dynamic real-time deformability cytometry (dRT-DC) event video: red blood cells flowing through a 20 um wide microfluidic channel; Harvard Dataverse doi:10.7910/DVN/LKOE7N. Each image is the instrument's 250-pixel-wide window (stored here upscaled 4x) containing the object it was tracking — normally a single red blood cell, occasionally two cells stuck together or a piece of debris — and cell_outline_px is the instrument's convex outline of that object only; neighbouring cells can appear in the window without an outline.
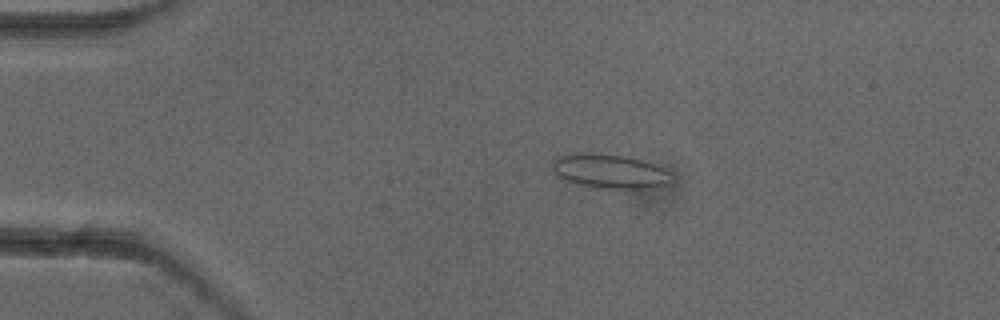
{"species": "common noctule bat (a hibernating species)", "species_latin": "Nyctalus noctula", "temperature_condition": "cold", "stored_images_in_passage": 5, "camera_frame_rate_fps": 3000, "um_per_image_px": 0.085, "animal": {"sex": "female"}, "frame": {"image": 1, "passage_image": 2, "time_ms": 0.333, "image_size_px": [1000, 320], "cell_outline_px": [[672, 184], [660, 188], [632, 192], [628, 192], [596, 188], [576, 184], [564, 180], [552, 168], [552, 160], [556, 156], [576, 152], [620, 156], [640, 160], [664, 168], [672, 172]], "centroid_in_image_um": [51.92, 14.64], "position_along_channel_um": 33.1, "area_um2": 24.91}}
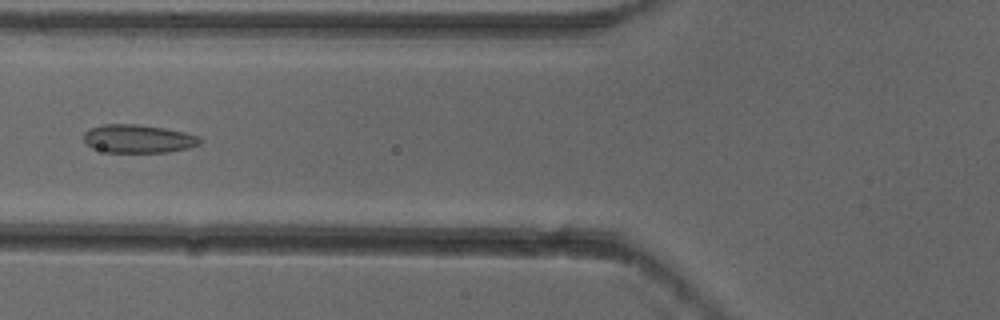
{"frame": {"image": 2, "passage_image": 5, "time_ms": 1.333, "image_size_px": [1000, 320], "cell_outline_px": [[204, 140], [200, 144], [188, 148], [168, 152], [108, 152], [92, 148], [84, 140], [84, 132], [88, 128], [104, 124], [140, 124], [164, 128], [184, 132], [200, 136]], "centroid_in_image_um": [11.77, 11.78], "position_along_channel_um": 114.0, "area_um2": 19.31}}